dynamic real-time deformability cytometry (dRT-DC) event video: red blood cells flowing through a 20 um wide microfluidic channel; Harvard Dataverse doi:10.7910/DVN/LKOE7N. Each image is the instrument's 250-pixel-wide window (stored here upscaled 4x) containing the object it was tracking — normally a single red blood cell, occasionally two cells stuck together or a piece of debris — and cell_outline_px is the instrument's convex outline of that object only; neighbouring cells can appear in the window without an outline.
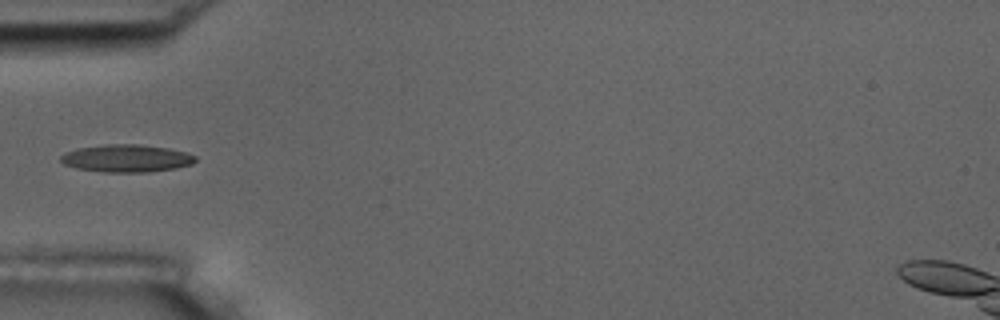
{"species": "common noctule bat (a hibernating species)", "species_latin": "Nyctalus noctula", "temperature_condition": "room temperature", "stored_images_in_passage": 9, "camera_frame_rate_fps": 3000, "um_per_image_px": 0.085, "animal": {"sex": "male", "body_mass_g": 17.5, "forearm_length_mm": 52.3}, "frame": {"image": 1, "passage_image": 6, "time_ms": 6.0, "image_size_px": [1000, 320], "cell_outline_px": [[196, 160], [192, 164], [176, 168], [148, 172], [104, 172], [76, 168], [64, 164], [60, 160], [60, 156], [64, 152], [76, 148], [104, 144], [140, 144], [168, 148], [184, 152], [196, 156]], "centroid_in_image_um": [10.72, 13.45], "position_along_channel_um": 74.3, "area_um2": 21.73}}
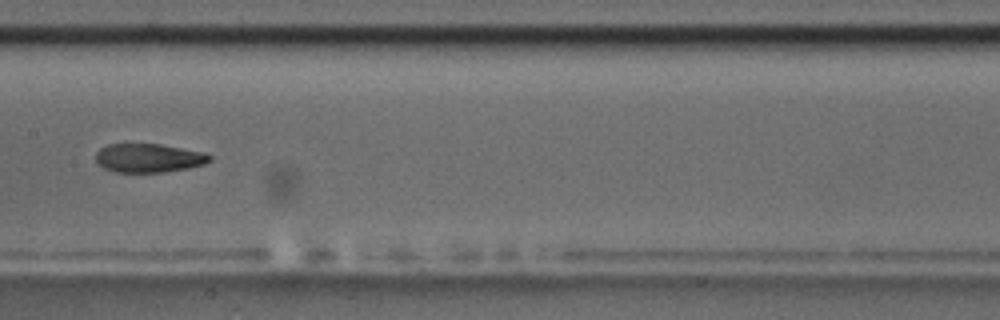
{"frame": {"image": 2, "passage_image": 9, "time_ms": 9.333, "image_size_px": [1000, 320], "cell_outline_px": [[212, 160], [204, 164], [188, 168], [164, 172], [116, 172], [104, 168], [96, 160], [96, 152], [100, 148], [108, 144], [160, 144], [200, 152], [212, 156]], "centroid_in_image_um": [12.62, 13.43], "position_along_channel_um": 194.8, "area_um2": 18.9}}